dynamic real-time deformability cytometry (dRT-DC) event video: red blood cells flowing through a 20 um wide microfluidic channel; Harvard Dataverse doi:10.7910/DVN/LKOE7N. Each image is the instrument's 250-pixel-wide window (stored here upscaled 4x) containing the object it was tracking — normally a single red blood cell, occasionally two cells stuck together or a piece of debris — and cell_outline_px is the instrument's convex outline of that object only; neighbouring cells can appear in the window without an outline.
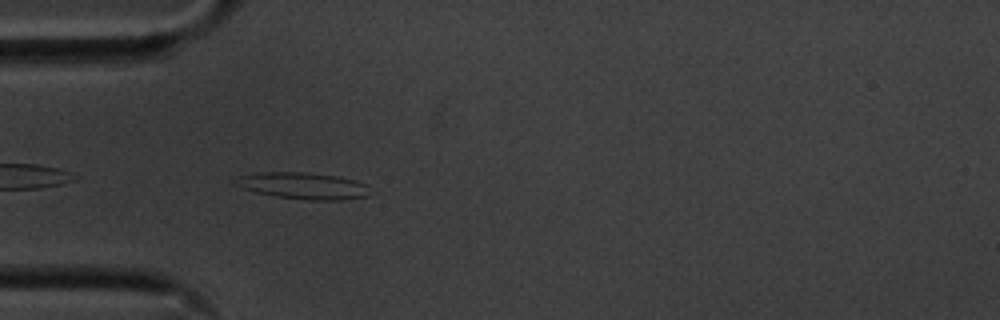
{"species": "common noctule bat (a hibernating species)", "species_latin": "Nyctalus noctula", "temperature_condition": "cold", "stored_images_in_passage": 37, "camera_frame_rate_fps": 3000, "um_per_image_px": 0.085, "animal": {"sex": "male", "body_mass_g": 20.1, "forearm_length_mm": 53.5}, "frame": {"image": 1, "passage_image": 3, "time_ms": 0.667, "image_size_px": [1000, 320], "cell_outline_px": [[368, 196], [340, 200], [308, 200], [276, 196], [256, 192], [232, 184], [236, 176], [260, 172], [304, 172], [336, 176], [356, 180], [368, 184]], "centroid_in_image_um": [25.74, 15.78], "position_along_channel_um": 59.3, "area_um2": 20.92}}
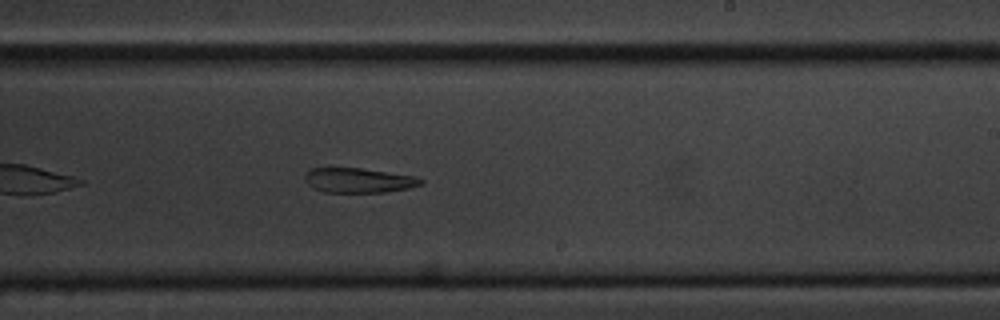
{"frame": {"image": 2, "passage_image": 20, "time_ms": 6.333, "image_size_px": [1000, 320], "cell_outline_px": [[424, 184], [408, 188], [384, 192], [324, 192], [312, 188], [304, 180], [304, 176], [312, 168], [360, 168], [416, 176], [424, 180]], "centroid_in_image_um": [30.49, 15.33], "position_along_channel_um": 258.5, "area_um2": 16.7}}
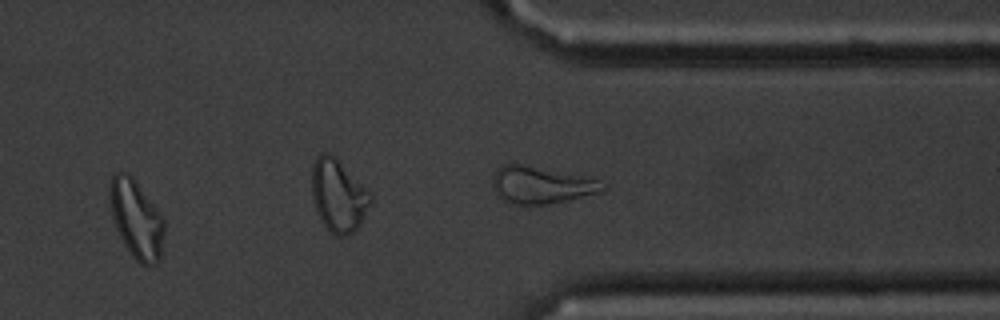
{"frame": {"image": 3, "passage_image": 29, "time_ms": 9.333, "image_size_px": [1000, 320], "cell_outline_px": [[164, 232], [160, 260], [156, 264], [140, 264], [132, 256], [120, 236], [116, 228], [112, 216], [108, 196], [108, 192], [112, 176], [116, 172], [128, 172], [132, 176], [160, 212], [164, 220]], "centroid_in_image_um": [11.58, 18.6], "position_along_channel_um": 399.8, "area_um2": 24.85}}